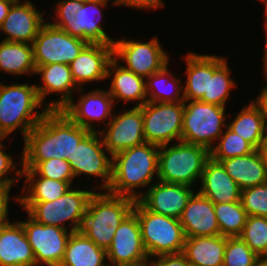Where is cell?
<instances>
[{"label":"cell","instance_id":"38","mask_svg":"<svg viewBox=\"0 0 267 266\" xmlns=\"http://www.w3.org/2000/svg\"><path fill=\"white\" fill-rule=\"evenodd\" d=\"M259 258L240 237H226L223 266H255Z\"/></svg>","mask_w":267,"mask_h":266},{"label":"cell","instance_id":"29","mask_svg":"<svg viewBox=\"0 0 267 266\" xmlns=\"http://www.w3.org/2000/svg\"><path fill=\"white\" fill-rule=\"evenodd\" d=\"M105 261H107L106 250L98 247L82 232L75 231L69 236L59 266H109Z\"/></svg>","mask_w":267,"mask_h":266},{"label":"cell","instance_id":"16","mask_svg":"<svg viewBox=\"0 0 267 266\" xmlns=\"http://www.w3.org/2000/svg\"><path fill=\"white\" fill-rule=\"evenodd\" d=\"M106 253L109 266L135 265L148 261L140 224L133 211L119 225Z\"/></svg>","mask_w":267,"mask_h":266},{"label":"cell","instance_id":"15","mask_svg":"<svg viewBox=\"0 0 267 266\" xmlns=\"http://www.w3.org/2000/svg\"><path fill=\"white\" fill-rule=\"evenodd\" d=\"M104 125L106 131L102 129L99 133L106 150L112 156L145 143L142 106L128 108L118 115L113 113L112 118Z\"/></svg>","mask_w":267,"mask_h":266},{"label":"cell","instance_id":"46","mask_svg":"<svg viewBox=\"0 0 267 266\" xmlns=\"http://www.w3.org/2000/svg\"><path fill=\"white\" fill-rule=\"evenodd\" d=\"M16 0H0V27L8 15L9 9Z\"/></svg>","mask_w":267,"mask_h":266},{"label":"cell","instance_id":"10","mask_svg":"<svg viewBox=\"0 0 267 266\" xmlns=\"http://www.w3.org/2000/svg\"><path fill=\"white\" fill-rule=\"evenodd\" d=\"M184 101L146 102L142 106L145 142L162 146L181 141Z\"/></svg>","mask_w":267,"mask_h":266},{"label":"cell","instance_id":"28","mask_svg":"<svg viewBox=\"0 0 267 266\" xmlns=\"http://www.w3.org/2000/svg\"><path fill=\"white\" fill-rule=\"evenodd\" d=\"M219 162L241 190L267 182L266 169L257 149L248 155L228 158Z\"/></svg>","mask_w":267,"mask_h":266},{"label":"cell","instance_id":"49","mask_svg":"<svg viewBox=\"0 0 267 266\" xmlns=\"http://www.w3.org/2000/svg\"><path fill=\"white\" fill-rule=\"evenodd\" d=\"M262 4H265L264 6V16H265V21H264V31H267V0H259Z\"/></svg>","mask_w":267,"mask_h":266},{"label":"cell","instance_id":"2","mask_svg":"<svg viewBox=\"0 0 267 266\" xmlns=\"http://www.w3.org/2000/svg\"><path fill=\"white\" fill-rule=\"evenodd\" d=\"M159 146L145 142L113 156L112 179L107 192L138 200L158 177Z\"/></svg>","mask_w":267,"mask_h":266},{"label":"cell","instance_id":"5","mask_svg":"<svg viewBox=\"0 0 267 266\" xmlns=\"http://www.w3.org/2000/svg\"><path fill=\"white\" fill-rule=\"evenodd\" d=\"M108 4L109 0H91L85 3L59 0L54 9L56 16L52 17L54 21L49 23L89 44L113 45L114 39L101 25L104 16L102 10Z\"/></svg>","mask_w":267,"mask_h":266},{"label":"cell","instance_id":"33","mask_svg":"<svg viewBox=\"0 0 267 266\" xmlns=\"http://www.w3.org/2000/svg\"><path fill=\"white\" fill-rule=\"evenodd\" d=\"M168 67L169 64L159 72L146 78L145 85L148 102L184 101L182 82L169 71Z\"/></svg>","mask_w":267,"mask_h":266},{"label":"cell","instance_id":"37","mask_svg":"<svg viewBox=\"0 0 267 266\" xmlns=\"http://www.w3.org/2000/svg\"><path fill=\"white\" fill-rule=\"evenodd\" d=\"M239 237L257 256L267 257V217L247 216Z\"/></svg>","mask_w":267,"mask_h":266},{"label":"cell","instance_id":"20","mask_svg":"<svg viewBox=\"0 0 267 266\" xmlns=\"http://www.w3.org/2000/svg\"><path fill=\"white\" fill-rule=\"evenodd\" d=\"M187 185L156 181L138 199L148 210L180 219L195 190Z\"/></svg>","mask_w":267,"mask_h":266},{"label":"cell","instance_id":"40","mask_svg":"<svg viewBox=\"0 0 267 266\" xmlns=\"http://www.w3.org/2000/svg\"><path fill=\"white\" fill-rule=\"evenodd\" d=\"M33 170L40 177L53 180L73 181L75 179L70 163L63 158H52L46 161H41Z\"/></svg>","mask_w":267,"mask_h":266},{"label":"cell","instance_id":"11","mask_svg":"<svg viewBox=\"0 0 267 266\" xmlns=\"http://www.w3.org/2000/svg\"><path fill=\"white\" fill-rule=\"evenodd\" d=\"M113 58L124 68L145 79L170 63V58L163 50L157 36L147 42L127 40L125 37L114 40Z\"/></svg>","mask_w":267,"mask_h":266},{"label":"cell","instance_id":"1","mask_svg":"<svg viewBox=\"0 0 267 266\" xmlns=\"http://www.w3.org/2000/svg\"><path fill=\"white\" fill-rule=\"evenodd\" d=\"M89 132L63 110H47L24 139L18 166L34 169L41 161L52 158H63L70 162L75 147Z\"/></svg>","mask_w":267,"mask_h":266},{"label":"cell","instance_id":"9","mask_svg":"<svg viewBox=\"0 0 267 266\" xmlns=\"http://www.w3.org/2000/svg\"><path fill=\"white\" fill-rule=\"evenodd\" d=\"M225 108L199 100H184L181 141L210 150L227 127Z\"/></svg>","mask_w":267,"mask_h":266},{"label":"cell","instance_id":"27","mask_svg":"<svg viewBox=\"0 0 267 266\" xmlns=\"http://www.w3.org/2000/svg\"><path fill=\"white\" fill-rule=\"evenodd\" d=\"M225 236L186 237L182 253L192 266H223Z\"/></svg>","mask_w":267,"mask_h":266},{"label":"cell","instance_id":"21","mask_svg":"<svg viewBox=\"0 0 267 266\" xmlns=\"http://www.w3.org/2000/svg\"><path fill=\"white\" fill-rule=\"evenodd\" d=\"M113 59V45L88 44L69 64L73 80L79 88L107 79V68Z\"/></svg>","mask_w":267,"mask_h":266},{"label":"cell","instance_id":"53","mask_svg":"<svg viewBox=\"0 0 267 266\" xmlns=\"http://www.w3.org/2000/svg\"><path fill=\"white\" fill-rule=\"evenodd\" d=\"M71 1H78L80 3H85V2H88V1H91V0H71Z\"/></svg>","mask_w":267,"mask_h":266},{"label":"cell","instance_id":"7","mask_svg":"<svg viewBox=\"0 0 267 266\" xmlns=\"http://www.w3.org/2000/svg\"><path fill=\"white\" fill-rule=\"evenodd\" d=\"M71 187L66 193L54 201L46 202H18L19 206L37 223L79 231L86 214L87 206L91 196L96 190Z\"/></svg>","mask_w":267,"mask_h":266},{"label":"cell","instance_id":"36","mask_svg":"<svg viewBox=\"0 0 267 266\" xmlns=\"http://www.w3.org/2000/svg\"><path fill=\"white\" fill-rule=\"evenodd\" d=\"M218 142L210 149V157L215 161L228 158L245 156L256 149L244 138L234 133L228 126L217 140Z\"/></svg>","mask_w":267,"mask_h":266},{"label":"cell","instance_id":"19","mask_svg":"<svg viewBox=\"0 0 267 266\" xmlns=\"http://www.w3.org/2000/svg\"><path fill=\"white\" fill-rule=\"evenodd\" d=\"M41 13L31 0H16L9 9L0 31L7 35L3 41L31 44L45 23Z\"/></svg>","mask_w":267,"mask_h":266},{"label":"cell","instance_id":"8","mask_svg":"<svg viewBox=\"0 0 267 266\" xmlns=\"http://www.w3.org/2000/svg\"><path fill=\"white\" fill-rule=\"evenodd\" d=\"M133 212L137 215L149 258L183 251L186 236L179 219L154 213L139 200L135 201Z\"/></svg>","mask_w":267,"mask_h":266},{"label":"cell","instance_id":"26","mask_svg":"<svg viewBox=\"0 0 267 266\" xmlns=\"http://www.w3.org/2000/svg\"><path fill=\"white\" fill-rule=\"evenodd\" d=\"M22 179H25L22 194L12 196L16 202H46L54 201L63 196L72 187V181H59L40 177L33 169H22Z\"/></svg>","mask_w":267,"mask_h":266},{"label":"cell","instance_id":"3","mask_svg":"<svg viewBox=\"0 0 267 266\" xmlns=\"http://www.w3.org/2000/svg\"><path fill=\"white\" fill-rule=\"evenodd\" d=\"M43 108L40 112V108ZM47 109L36 91V84H5L0 82V138L6 139L16 130L23 140L42 120Z\"/></svg>","mask_w":267,"mask_h":266},{"label":"cell","instance_id":"4","mask_svg":"<svg viewBox=\"0 0 267 266\" xmlns=\"http://www.w3.org/2000/svg\"><path fill=\"white\" fill-rule=\"evenodd\" d=\"M101 192L96 190L91 196L79 231L98 247L107 250L119 225L133 211L136 200Z\"/></svg>","mask_w":267,"mask_h":266},{"label":"cell","instance_id":"14","mask_svg":"<svg viewBox=\"0 0 267 266\" xmlns=\"http://www.w3.org/2000/svg\"><path fill=\"white\" fill-rule=\"evenodd\" d=\"M28 220H18L25 231L35 255L36 266H59L64 257L70 230L37 223L27 214Z\"/></svg>","mask_w":267,"mask_h":266},{"label":"cell","instance_id":"30","mask_svg":"<svg viewBox=\"0 0 267 266\" xmlns=\"http://www.w3.org/2000/svg\"><path fill=\"white\" fill-rule=\"evenodd\" d=\"M185 61L187 79L183 86L184 100L208 103L209 54L188 52Z\"/></svg>","mask_w":267,"mask_h":266},{"label":"cell","instance_id":"43","mask_svg":"<svg viewBox=\"0 0 267 266\" xmlns=\"http://www.w3.org/2000/svg\"><path fill=\"white\" fill-rule=\"evenodd\" d=\"M163 0H113V6H126L128 8H135L137 10L144 9H160L164 7Z\"/></svg>","mask_w":267,"mask_h":266},{"label":"cell","instance_id":"22","mask_svg":"<svg viewBox=\"0 0 267 266\" xmlns=\"http://www.w3.org/2000/svg\"><path fill=\"white\" fill-rule=\"evenodd\" d=\"M0 266H36L35 255L22 224L8 218L0 225Z\"/></svg>","mask_w":267,"mask_h":266},{"label":"cell","instance_id":"34","mask_svg":"<svg viewBox=\"0 0 267 266\" xmlns=\"http://www.w3.org/2000/svg\"><path fill=\"white\" fill-rule=\"evenodd\" d=\"M227 126L244 140L249 142L255 149L262 144L265 132V123L261 117L259 108L251 100L237 114Z\"/></svg>","mask_w":267,"mask_h":266},{"label":"cell","instance_id":"47","mask_svg":"<svg viewBox=\"0 0 267 266\" xmlns=\"http://www.w3.org/2000/svg\"><path fill=\"white\" fill-rule=\"evenodd\" d=\"M265 32V39H266V41H265V48H264V57H263V60H262V62H263V73H264V76H265V80H266V83H267V31H264Z\"/></svg>","mask_w":267,"mask_h":266},{"label":"cell","instance_id":"48","mask_svg":"<svg viewBox=\"0 0 267 266\" xmlns=\"http://www.w3.org/2000/svg\"><path fill=\"white\" fill-rule=\"evenodd\" d=\"M258 152L262 158V162L264 164V167L266 169V173H267V147H258Z\"/></svg>","mask_w":267,"mask_h":266},{"label":"cell","instance_id":"42","mask_svg":"<svg viewBox=\"0 0 267 266\" xmlns=\"http://www.w3.org/2000/svg\"><path fill=\"white\" fill-rule=\"evenodd\" d=\"M148 266H190L185 255L181 253L177 254H164L148 258Z\"/></svg>","mask_w":267,"mask_h":266},{"label":"cell","instance_id":"31","mask_svg":"<svg viewBox=\"0 0 267 266\" xmlns=\"http://www.w3.org/2000/svg\"><path fill=\"white\" fill-rule=\"evenodd\" d=\"M0 72L30 76L36 73L33 46L27 43L0 40Z\"/></svg>","mask_w":267,"mask_h":266},{"label":"cell","instance_id":"52","mask_svg":"<svg viewBox=\"0 0 267 266\" xmlns=\"http://www.w3.org/2000/svg\"><path fill=\"white\" fill-rule=\"evenodd\" d=\"M118 266H148V265H147V262H144V263H139L135 265H118Z\"/></svg>","mask_w":267,"mask_h":266},{"label":"cell","instance_id":"39","mask_svg":"<svg viewBox=\"0 0 267 266\" xmlns=\"http://www.w3.org/2000/svg\"><path fill=\"white\" fill-rule=\"evenodd\" d=\"M240 202L247 216L267 217V182L241 190Z\"/></svg>","mask_w":267,"mask_h":266},{"label":"cell","instance_id":"24","mask_svg":"<svg viewBox=\"0 0 267 266\" xmlns=\"http://www.w3.org/2000/svg\"><path fill=\"white\" fill-rule=\"evenodd\" d=\"M198 192L213 203H232L240 201L241 189L226 172L219 161L211 157L207 160Z\"/></svg>","mask_w":267,"mask_h":266},{"label":"cell","instance_id":"13","mask_svg":"<svg viewBox=\"0 0 267 266\" xmlns=\"http://www.w3.org/2000/svg\"><path fill=\"white\" fill-rule=\"evenodd\" d=\"M88 44L46 21L32 43L35 65H69Z\"/></svg>","mask_w":267,"mask_h":266},{"label":"cell","instance_id":"44","mask_svg":"<svg viewBox=\"0 0 267 266\" xmlns=\"http://www.w3.org/2000/svg\"><path fill=\"white\" fill-rule=\"evenodd\" d=\"M9 190L0 187V225L4 223L9 217V203L12 202V200L9 198L10 196ZM11 200V201H10Z\"/></svg>","mask_w":267,"mask_h":266},{"label":"cell","instance_id":"23","mask_svg":"<svg viewBox=\"0 0 267 266\" xmlns=\"http://www.w3.org/2000/svg\"><path fill=\"white\" fill-rule=\"evenodd\" d=\"M179 220L186 237L220 235L214 203L198 191L189 198Z\"/></svg>","mask_w":267,"mask_h":266},{"label":"cell","instance_id":"25","mask_svg":"<svg viewBox=\"0 0 267 266\" xmlns=\"http://www.w3.org/2000/svg\"><path fill=\"white\" fill-rule=\"evenodd\" d=\"M108 78H112L108 92L114 104L118 100L129 103L137 101L136 107H141L147 102L146 79L124 68L114 58L107 68Z\"/></svg>","mask_w":267,"mask_h":266},{"label":"cell","instance_id":"18","mask_svg":"<svg viewBox=\"0 0 267 266\" xmlns=\"http://www.w3.org/2000/svg\"><path fill=\"white\" fill-rule=\"evenodd\" d=\"M36 75L41 78V85L36 84V91L40 102L47 110H62L72 99L73 90L80 88L75 84L68 64L54 63L36 66ZM61 94L58 100L45 101L48 94Z\"/></svg>","mask_w":267,"mask_h":266},{"label":"cell","instance_id":"17","mask_svg":"<svg viewBox=\"0 0 267 266\" xmlns=\"http://www.w3.org/2000/svg\"><path fill=\"white\" fill-rule=\"evenodd\" d=\"M78 91L80 95L78 101L73 98L62 110L81 127L90 132H99L94 122L100 123L102 120L109 122L115 106L113 98L108 90L104 89L98 88L86 93L83 88H80Z\"/></svg>","mask_w":267,"mask_h":266},{"label":"cell","instance_id":"41","mask_svg":"<svg viewBox=\"0 0 267 266\" xmlns=\"http://www.w3.org/2000/svg\"><path fill=\"white\" fill-rule=\"evenodd\" d=\"M2 141L5 142L4 139L0 138V187H3L10 191L11 188L14 186V182L16 183V185H18L17 182H19L20 178H22V166L16 169V161H14V157H12V155L6 153L4 149L7 146L4 145ZM13 171H15V175L13 177H9V174Z\"/></svg>","mask_w":267,"mask_h":266},{"label":"cell","instance_id":"45","mask_svg":"<svg viewBox=\"0 0 267 266\" xmlns=\"http://www.w3.org/2000/svg\"><path fill=\"white\" fill-rule=\"evenodd\" d=\"M262 90L258 97L254 100V104L259 108L261 117L264 120L265 126H267V85L262 86Z\"/></svg>","mask_w":267,"mask_h":266},{"label":"cell","instance_id":"32","mask_svg":"<svg viewBox=\"0 0 267 266\" xmlns=\"http://www.w3.org/2000/svg\"><path fill=\"white\" fill-rule=\"evenodd\" d=\"M227 58L209 54L208 103L226 107L230 92L236 86Z\"/></svg>","mask_w":267,"mask_h":266},{"label":"cell","instance_id":"50","mask_svg":"<svg viewBox=\"0 0 267 266\" xmlns=\"http://www.w3.org/2000/svg\"><path fill=\"white\" fill-rule=\"evenodd\" d=\"M255 266H267V257L259 258Z\"/></svg>","mask_w":267,"mask_h":266},{"label":"cell","instance_id":"12","mask_svg":"<svg viewBox=\"0 0 267 266\" xmlns=\"http://www.w3.org/2000/svg\"><path fill=\"white\" fill-rule=\"evenodd\" d=\"M74 178H100L98 190L107 191L112 179L113 156L106 150L99 132H89L75 147L69 162Z\"/></svg>","mask_w":267,"mask_h":266},{"label":"cell","instance_id":"6","mask_svg":"<svg viewBox=\"0 0 267 266\" xmlns=\"http://www.w3.org/2000/svg\"><path fill=\"white\" fill-rule=\"evenodd\" d=\"M210 150L183 141L159 146L158 179L192 187L201 179Z\"/></svg>","mask_w":267,"mask_h":266},{"label":"cell","instance_id":"51","mask_svg":"<svg viewBox=\"0 0 267 266\" xmlns=\"http://www.w3.org/2000/svg\"><path fill=\"white\" fill-rule=\"evenodd\" d=\"M259 147H267V126H265L263 142Z\"/></svg>","mask_w":267,"mask_h":266},{"label":"cell","instance_id":"35","mask_svg":"<svg viewBox=\"0 0 267 266\" xmlns=\"http://www.w3.org/2000/svg\"><path fill=\"white\" fill-rule=\"evenodd\" d=\"M214 211L221 236L239 237L242 234L247 214L240 201L214 203Z\"/></svg>","mask_w":267,"mask_h":266}]
</instances>
